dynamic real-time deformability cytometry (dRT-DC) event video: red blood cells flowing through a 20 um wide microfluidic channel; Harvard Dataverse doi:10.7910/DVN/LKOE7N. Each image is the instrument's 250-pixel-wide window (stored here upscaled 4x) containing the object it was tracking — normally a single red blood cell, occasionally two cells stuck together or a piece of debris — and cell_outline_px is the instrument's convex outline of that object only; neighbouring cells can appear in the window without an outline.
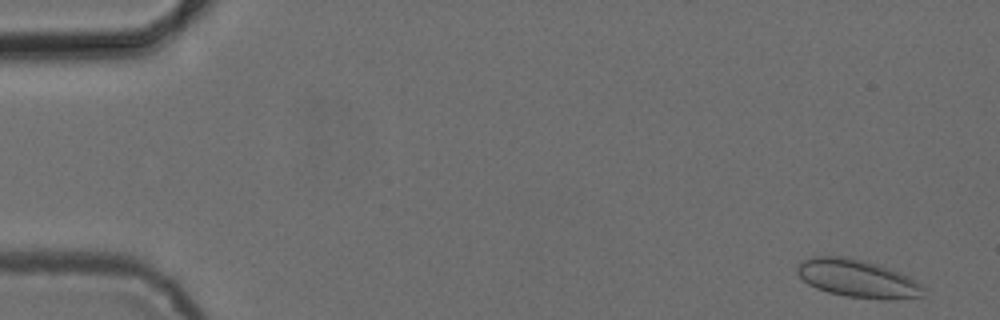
{"species": "common noctule bat (a hibernating species)", "species_latin": "Nyctalus noctula", "temperature_condition": "cold", "stored_images_in_passage": 53, "camera_frame_rate_fps": 3000, "um_per_image_px": 0.085, "animal": {"sex": "female", "body_mass_g": 24.6, "forearm_length_mm": 56.2}, "frame": {"image": 1, "passage_image": 2, "time_ms": 0.333, "image_size_px": [1000, 320], "cell_outline_px": [[924, 288], [920, 296], [888, 300], [884, 300], [848, 296], [828, 292], [816, 288], [808, 284], [796, 272], [796, 268], [804, 260], [812, 256], [844, 256], [864, 260], [900, 272], [916, 280]], "centroid_in_image_um": [72.87, 23.67], "position_along_channel_um": 12.1, "area_um2": 27.63}}
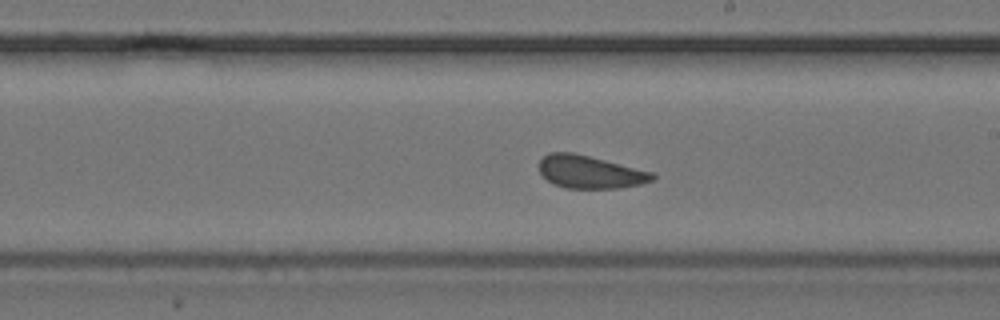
{"frame": {"image": 2, "passage_image": 30, "time_ms": 9.667, "image_size_px": [1000, 320], "cell_outline_px": [[656, 176], [652, 180], [640, 184], [620, 188], [564, 188], [552, 184], [540, 172], [540, 160], [548, 152], [572, 152], [652, 172]], "centroid_in_image_um": [50.12, 14.62], "position_along_channel_um": 238.9, "area_um2": 21.39}}
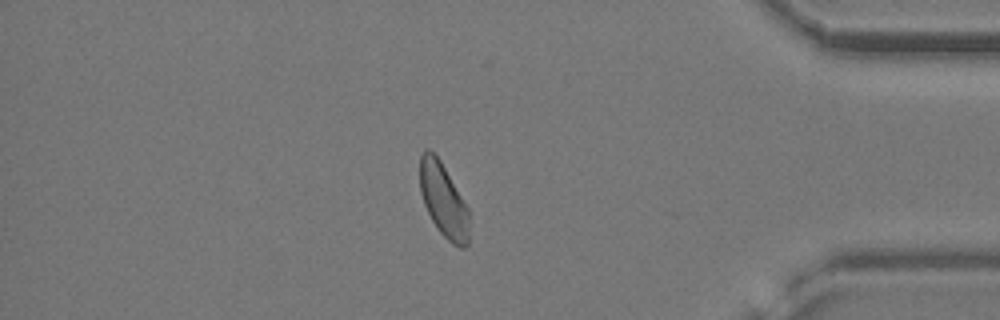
{"frame": {"image": 3, "passage_image": 45, "time_ms": 14.667, "image_size_px": [1000, 320], "cell_outline_px": [[468, 244], [464, 248], [460, 248], [452, 244], [440, 232], [432, 220], [424, 204], [420, 192], [420, 156], [424, 148], [428, 148], [440, 160], [468, 208]], "centroid_in_image_um": [37.68, 17.01], "position_along_channel_um": 397.5, "area_um2": 20.92}}